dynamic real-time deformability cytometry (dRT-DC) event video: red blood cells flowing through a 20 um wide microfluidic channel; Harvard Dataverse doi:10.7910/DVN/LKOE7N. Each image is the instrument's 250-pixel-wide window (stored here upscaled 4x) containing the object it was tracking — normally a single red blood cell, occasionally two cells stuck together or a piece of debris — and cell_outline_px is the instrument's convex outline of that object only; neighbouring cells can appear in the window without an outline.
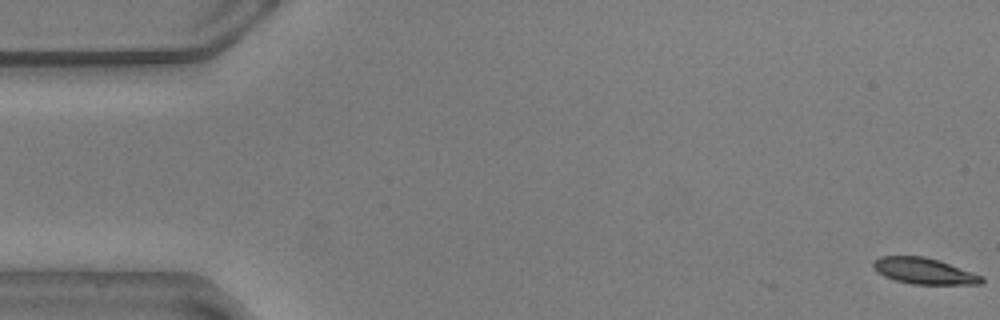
{"species": "common noctule bat (a hibernating species)", "species_latin": "Nyctalus noctula", "temperature_condition": "warm", "stored_images_in_passage": 4, "camera_frame_rate_fps": 3000, "um_per_image_px": 0.085, "animal": {"sex": "male", "body_mass_g": 20.5, "forearm_length_mm": 52.5}, "frame": {"image": 1, "passage_image": 1, "time_ms": 0.0, "image_size_px": [1000, 320], "cell_outline_px": [[984, 280], [980, 284], [912, 284], [896, 280], [884, 276], [876, 272], [872, 264], [872, 260], [880, 256], [924, 256], [940, 260], [984, 276]], "centroid_in_image_um": [78.53, 23.02], "position_along_channel_um": 6.5, "area_um2": 16.65}}